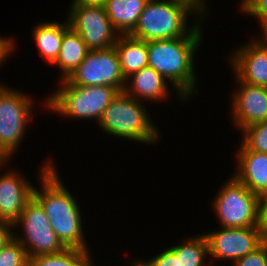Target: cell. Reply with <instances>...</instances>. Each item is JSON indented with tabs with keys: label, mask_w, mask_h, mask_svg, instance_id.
I'll use <instances>...</instances> for the list:
<instances>
[{
	"label": "cell",
	"mask_w": 267,
	"mask_h": 266,
	"mask_svg": "<svg viewBox=\"0 0 267 266\" xmlns=\"http://www.w3.org/2000/svg\"><path fill=\"white\" fill-rule=\"evenodd\" d=\"M0 266H29L27 251L14 237L0 248Z\"/></svg>",
	"instance_id": "24"
},
{
	"label": "cell",
	"mask_w": 267,
	"mask_h": 266,
	"mask_svg": "<svg viewBox=\"0 0 267 266\" xmlns=\"http://www.w3.org/2000/svg\"><path fill=\"white\" fill-rule=\"evenodd\" d=\"M239 145L233 175L263 200L267 195V154L251 151L242 142Z\"/></svg>",
	"instance_id": "15"
},
{
	"label": "cell",
	"mask_w": 267,
	"mask_h": 266,
	"mask_svg": "<svg viewBox=\"0 0 267 266\" xmlns=\"http://www.w3.org/2000/svg\"><path fill=\"white\" fill-rule=\"evenodd\" d=\"M148 0H107L106 13L120 35H129L138 23Z\"/></svg>",
	"instance_id": "20"
},
{
	"label": "cell",
	"mask_w": 267,
	"mask_h": 266,
	"mask_svg": "<svg viewBox=\"0 0 267 266\" xmlns=\"http://www.w3.org/2000/svg\"><path fill=\"white\" fill-rule=\"evenodd\" d=\"M242 143L251 151L267 154V122H259L243 130Z\"/></svg>",
	"instance_id": "23"
},
{
	"label": "cell",
	"mask_w": 267,
	"mask_h": 266,
	"mask_svg": "<svg viewBox=\"0 0 267 266\" xmlns=\"http://www.w3.org/2000/svg\"><path fill=\"white\" fill-rule=\"evenodd\" d=\"M14 42L11 37L4 36L0 37V67L3 63L8 61L9 55L11 56L14 52Z\"/></svg>",
	"instance_id": "28"
},
{
	"label": "cell",
	"mask_w": 267,
	"mask_h": 266,
	"mask_svg": "<svg viewBox=\"0 0 267 266\" xmlns=\"http://www.w3.org/2000/svg\"><path fill=\"white\" fill-rule=\"evenodd\" d=\"M193 3L204 14V0H187Z\"/></svg>",
	"instance_id": "33"
},
{
	"label": "cell",
	"mask_w": 267,
	"mask_h": 266,
	"mask_svg": "<svg viewBox=\"0 0 267 266\" xmlns=\"http://www.w3.org/2000/svg\"><path fill=\"white\" fill-rule=\"evenodd\" d=\"M232 266H267V240L255 251L236 260Z\"/></svg>",
	"instance_id": "27"
},
{
	"label": "cell",
	"mask_w": 267,
	"mask_h": 266,
	"mask_svg": "<svg viewBox=\"0 0 267 266\" xmlns=\"http://www.w3.org/2000/svg\"><path fill=\"white\" fill-rule=\"evenodd\" d=\"M69 27L67 19L63 23L46 21L33 27V41L38 47V54L53 64L59 54L64 31Z\"/></svg>",
	"instance_id": "19"
},
{
	"label": "cell",
	"mask_w": 267,
	"mask_h": 266,
	"mask_svg": "<svg viewBox=\"0 0 267 266\" xmlns=\"http://www.w3.org/2000/svg\"><path fill=\"white\" fill-rule=\"evenodd\" d=\"M252 39L230 52L229 66L241 82L267 87V45L256 36Z\"/></svg>",
	"instance_id": "13"
},
{
	"label": "cell",
	"mask_w": 267,
	"mask_h": 266,
	"mask_svg": "<svg viewBox=\"0 0 267 266\" xmlns=\"http://www.w3.org/2000/svg\"><path fill=\"white\" fill-rule=\"evenodd\" d=\"M241 2H239L241 5H239V8L247 1V0H240ZM206 2H208L207 0L205 1L204 0V15L206 14H208V6H207V4H206ZM207 6V7H206Z\"/></svg>",
	"instance_id": "35"
},
{
	"label": "cell",
	"mask_w": 267,
	"mask_h": 266,
	"mask_svg": "<svg viewBox=\"0 0 267 266\" xmlns=\"http://www.w3.org/2000/svg\"><path fill=\"white\" fill-rule=\"evenodd\" d=\"M17 227H21L24 235H16ZM13 231H16L13 237L25 248L29 257L58 253L66 248L55 234L43 207L34 197L26 203L22 214L13 223Z\"/></svg>",
	"instance_id": "8"
},
{
	"label": "cell",
	"mask_w": 267,
	"mask_h": 266,
	"mask_svg": "<svg viewBox=\"0 0 267 266\" xmlns=\"http://www.w3.org/2000/svg\"><path fill=\"white\" fill-rule=\"evenodd\" d=\"M204 36H185L147 41L148 66L161 74L182 102L195 95L199 78L195 70V54ZM174 88V89H173Z\"/></svg>",
	"instance_id": "2"
},
{
	"label": "cell",
	"mask_w": 267,
	"mask_h": 266,
	"mask_svg": "<svg viewBox=\"0 0 267 266\" xmlns=\"http://www.w3.org/2000/svg\"><path fill=\"white\" fill-rule=\"evenodd\" d=\"M91 251L65 248L52 254L29 257V266H95Z\"/></svg>",
	"instance_id": "22"
},
{
	"label": "cell",
	"mask_w": 267,
	"mask_h": 266,
	"mask_svg": "<svg viewBox=\"0 0 267 266\" xmlns=\"http://www.w3.org/2000/svg\"><path fill=\"white\" fill-rule=\"evenodd\" d=\"M58 89L42 102L49 111L60 117L81 120H100L103 111L118 94L114 87L70 85L58 81Z\"/></svg>",
	"instance_id": "5"
},
{
	"label": "cell",
	"mask_w": 267,
	"mask_h": 266,
	"mask_svg": "<svg viewBox=\"0 0 267 266\" xmlns=\"http://www.w3.org/2000/svg\"><path fill=\"white\" fill-rule=\"evenodd\" d=\"M236 90L230 95L231 120L243 131L250 125L267 122V87L241 82L235 75Z\"/></svg>",
	"instance_id": "12"
},
{
	"label": "cell",
	"mask_w": 267,
	"mask_h": 266,
	"mask_svg": "<svg viewBox=\"0 0 267 266\" xmlns=\"http://www.w3.org/2000/svg\"><path fill=\"white\" fill-rule=\"evenodd\" d=\"M262 202H263V215H264V218H265V220L267 222V195L262 200Z\"/></svg>",
	"instance_id": "34"
},
{
	"label": "cell",
	"mask_w": 267,
	"mask_h": 266,
	"mask_svg": "<svg viewBox=\"0 0 267 266\" xmlns=\"http://www.w3.org/2000/svg\"><path fill=\"white\" fill-rule=\"evenodd\" d=\"M260 29H262L260 32L262 34L256 35V37H258L263 43L267 45V22L264 23Z\"/></svg>",
	"instance_id": "31"
},
{
	"label": "cell",
	"mask_w": 267,
	"mask_h": 266,
	"mask_svg": "<svg viewBox=\"0 0 267 266\" xmlns=\"http://www.w3.org/2000/svg\"><path fill=\"white\" fill-rule=\"evenodd\" d=\"M0 175V220L13 224L33 197L34 185L16 169H6Z\"/></svg>",
	"instance_id": "14"
},
{
	"label": "cell",
	"mask_w": 267,
	"mask_h": 266,
	"mask_svg": "<svg viewBox=\"0 0 267 266\" xmlns=\"http://www.w3.org/2000/svg\"><path fill=\"white\" fill-rule=\"evenodd\" d=\"M85 42L81 39V36L68 27L62 38L61 48L59 50L56 61L52 64L60 69L59 81L67 79L70 74L80 65L85 59L87 52Z\"/></svg>",
	"instance_id": "18"
},
{
	"label": "cell",
	"mask_w": 267,
	"mask_h": 266,
	"mask_svg": "<svg viewBox=\"0 0 267 266\" xmlns=\"http://www.w3.org/2000/svg\"><path fill=\"white\" fill-rule=\"evenodd\" d=\"M114 47L125 79L148 66L146 41L133 38L130 35H120Z\"/></svg>",
	"instance_id": "17"
},
{
	"label": "cell",
	"mask_w": 267,
	"mask_h": 266,
	"mask_svg": "<svg viewBox=\"0 0 267 266\" xmlns=\"http://www.w3.org/2000/svg\"><path fill=\"white\" fill-rule=\"evenodd\" d=\"M12 159L1 147H0V161L2 163H8Z\"/></svg>",
	"instance_id": "32"
},
{
	"label": "cell",
	"mask_w": 267,
	"mask_h": 266,
	"mask_svg": "<svg viewBox=\"0 0 267 266\" xmlns=\"http://www.w3.org/2000/svg\"><path fill=\"white\" fill-rule=\"evenodd\" d=\"M67 22L81 36L89 50L113 47L120 34L112 25L105 7L70 4Z\"/></svg>",
	"instance_id": "9"
},
{
	"label": "cell",
	"mask_w": 267,
	"mask_h": 266,
	"mask_svg": "<svg viewBox=\"0 0 267 266\" xmlns=\"http://www.w3.org/2000/svg\"><path fill=\"white\" fill-rule=\"evenodd\" d=\"M55 167L52 160H45L38 177L41 188L34 186L33 197L43 207L55 234L66 248L90 251L84 235L83 212Z\"/></svg>",
	"instance_id": "1"
},
{
	"label": "cell",
	"mask_w": 267,
	"mask_h": 266,
	"mask_svg": "<svg viewBox=\"0 0 267 266\" xmlns=\"http://www.w3.org/2000/svg\"><path fill=\"white\" fill-rule=\"evenodd\" d=\"M70 85L109 86L122 92L126 79L122 75L115 47L89 50L85 59L65 79Z\"/></svg>",
	"instance_id": "11"
},
{
	"label": "cell",
	"mask_w": 267,
	"mask_h": 266,
	"mask_svg": "<svg viewBox=\"0 0 267 266\" xmlns=\"http://www.w3.org/2000/svg\"><path fill=\"white\" fill-rule=\"evenodd\" d=\"M219 188L212 201V209L220 227H267L262 199L250 192L234 175Z\"/></svg>",
	"instance_id": "6"
},
{
	"label": "cell",
	"mask_w": 267,
	"mask_h": 266,
	"mask_svg": "<svg viewBox=\"0 0 267 266\" xmlns=\"http://www.w3.org/2000/svg\"><path fill=\"white\" fill-rule=\"evenodd\" d=\"M9 165V162L8 163H2L1 161H0V169L2 170V169H4V167H6V166H8ZM3 165H4V167H3Z\"/></svg>",
	"instance_id": "36"
},
{
	"label": "cell",
	"mask_w": 267,
	"mask_h": 266,
	"mask_svg": "<svg viewBox=\"0 0 267 266\" xmlns=\"http://www.w3.org/2000/svg\"><path fill=\"white\" fill-rule=\"evenodd\" d=\"M194 236L172 246L175 250V257H179V266H211L210 259L207 261L209 251L205 235L199 233Z\"/></svg>",
	"instance_id": "21"
},
{
	"label": "cell",
	"mask_w": 267,
	"mask_h": 266,
	"mask_svg": "<svg viewBox=\"0 0 267 266\" xmlns=\"http://www.w3.org/2000/svg\"><path fill=\"white\" fill-rule=\"evenodd\" d=\"M13 224L0 220V248L13 238Z\"/></svg>",
	"instance_id": "29"
},
{
	"label": "cell",
	"mask_w": 267,
	"mask_h": 266,
	"mask_svg": "<svg viewBox=\"0 0 267 266\" xmlns=\"http://www.w3.org/2000/svg\"><path fill=\"white\" fill-rule=\"evenodd\" d=\"M193 14H195L194 17ZM189 15L194 20L193 25L188 23ZM204 17V14L187 0H148L137 25L129 35L146 42L185 36H203L202 20Z\"/></svg>",
	"instance_id": "3"
},
{
	"label": "cell",
	"mask_w": 267,
	"mask_h": 266,
	"mask_svg": "<svg viewBox=\"0 0 267 266\" xmlns=\"http://www.w3.org/2000/svg\"><path fill=\"white\" fill-rule=\"evenodd\" d=\"M71 2V4H84L104 7L107 0H72Z\"/></svg>",
	"instance_id": "30"
},
{
	"label": "cell",
	"mask_w": 267,
	"mask_h": 266,
	"mask_svg": "<svg viewBox=\"0 0 267 266\" xmlns=\"http://www.w3.org/2000/svg\"><path fill=\"white\" fill-rule=\"evenodd\" d=\"M168 84L161 74L147 66L126 78L123 91L139 101L164 102L171 95Z\"/></svg>",
	"instance_id": "16"
},
{
	"label": "cell",
	"mask_w": 267,
	"mask_h": 266,
	"mask_svg": "<svg viewBox=\"0 0 267 266\" xmlns=\"http://www.w3.org/2000/svg\"><path fill=\"white\" fill-rule=\"evenodd\" d=\"M239 9L243 15L254 16L260 27L267 22V0H247Z\"/></svg>",
	"instance_id": "26"
},
{
	"label": "cell",
	"mask_w": 267,
	"mask_h": 266,
	"mask_svg": "<svg viewBox=\"0 0 267 266\" xmlns=\"http://www.w3.org/2000/svg\"><path fill=\"white\" fill-rule=\"evenodd\" d=\"M220 229L203 233L208 242L211 266L214 262L224 259L231 260L232 264L255 251L267 240V227H220Z\"/></svg>",
	"instance_id": "10"
},
{
	"label": "cell",
	"mask_w": 267,
	"mask_h": 266,
	"mask_svg": "<svg viewBox=\"0 0 267 266\" xmlns=\"http://www.w3.org/2000/svg\"><path fill=\"white\" fill-rule=\"evenodd\" d=\"M139 259V260H138ZM135 258L131 266H179V257H175V250L171 246L161 251L148 261Z\"/></svg>",
	"instance_id": "25"
},
{
	"label": "cell",
	"mask_w": 267,
	"mask_h": 266,
	"mask_svg": "<svg viewBox=\"0 0 267 266\" xmlns=\"http://www.w3.org/2000/svg\"><path fill=\"white\" fill-rule=\"evenodd\" d=\"M143 103L124 91L118 92L103 111L97 123L99 129L124 141L126 139L147 145L158 143L161 139L160 131Z\"/></svg>",
	"instance_id": "4"
},
{
	"label": "cell",
	"mask_w": 267,
	"mask_h": 266,
	"mask_svg": "<svg viewBox=\"0 0 267 266\" xmlns=\"http://www.w3.org/2000/svg\"><path fill=\"white\" fill-rule=\"evenodd\" d=\"M31 96L0 83V147L12 159L34 119L36 104Z\"/></svg>",
	"instance_id": "7"
}]
</instances>
